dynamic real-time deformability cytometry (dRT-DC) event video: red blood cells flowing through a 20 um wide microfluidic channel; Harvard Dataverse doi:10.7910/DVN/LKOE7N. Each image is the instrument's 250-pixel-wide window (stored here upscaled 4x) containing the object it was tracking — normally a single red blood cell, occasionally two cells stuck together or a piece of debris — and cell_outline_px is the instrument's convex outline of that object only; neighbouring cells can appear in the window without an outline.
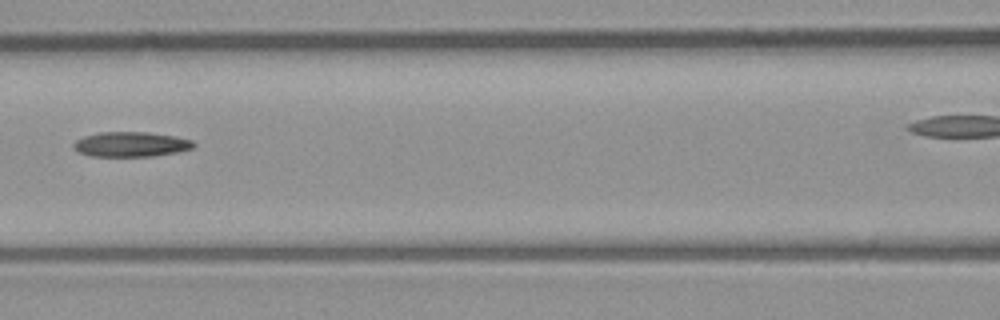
{"species": "common noctule bat (a hibernating species)", "species_latin": "Nyctalus noctula", "temperature_condition": "room temperature", "stored_images_in_passage": 7, "segment_of_instrument_passage": [1, 2], "camera_frame_rate_fps": 3000, "um_per_image_px": 0.085, "animal": {"sex": "male", "body_mass_g": 23.1, "forearm_length_mm": 52.7}, "frame": {"image": 1, "passage_image": 5, "time_ms": 4.667, "image_size_px": [1000, 320], "cell_outline_px": [[196, 144], [192, 148], [176, 152], [152, 156], [92, 156], [80, 152], [72, 148], [72, 144], [76, 140], [84, 136], [100, 132], [148, 132], [176, 136], [192, 140]], "centroid_in_image_um": [11.12, 12.26], "position_along_channel_um": 155.5, "area_um2": 17.4}}
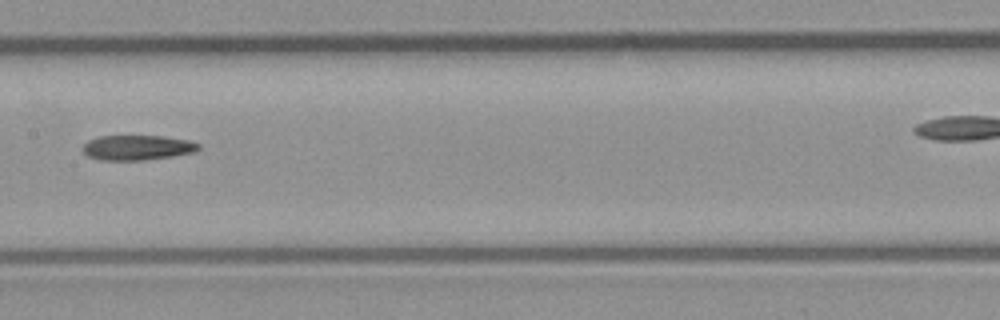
{"frame": {"image": 2, "passage_image": 6, "time_ms": 5.667, "image_size_px": [1000, 320], "cell_outline_px": [[200, 148], [196, 152], [172, 156], [140, 160], [100, 160], [88, 156], [84, 152], [84, 144], [88, 140], [100, 136], [164, 136], [188, 140], [200, 144]], "centroid_in_image_um": [11.69, 12.54], "position_along_channel_um": 195.7, "area_um2": 16.76}}